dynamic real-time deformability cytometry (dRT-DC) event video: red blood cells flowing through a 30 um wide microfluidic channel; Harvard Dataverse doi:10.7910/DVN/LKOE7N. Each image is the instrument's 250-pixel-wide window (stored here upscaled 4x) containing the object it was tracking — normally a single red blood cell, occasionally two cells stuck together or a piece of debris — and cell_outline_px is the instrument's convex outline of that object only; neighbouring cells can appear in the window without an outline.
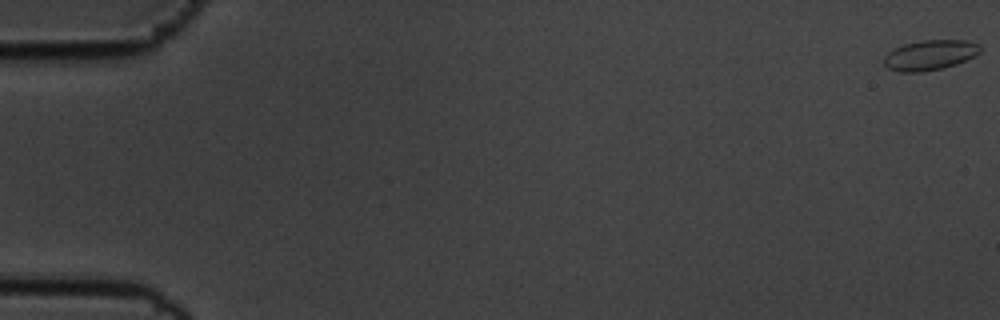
{"species": "common noctule bat (a hibernating species)", "species_latin": "Nyctalus noctula", "temperature_condition": "cold", "stored_images_in_passage": 18, "camera_frame_rate_fps": 3000, "um_per_image_px": 0.085, "animal": {"sex": "male", "body_mass_g": 19.5, "forearm_length_mm": 54.6}, "frame": {"image": 1, "passage_image": 1, "time_ms": 0.0, "image_size_px": [1000, 320], "cell_outline_px": [[980, 52], [976, 56], [956, 64], [944, 68], [920, 72], [900, 72], [888, 68], [884, 64], [884, 56], [888, 52], [904, 44], [924, 40], [964, 40], [980, 44]], "centroid_in_image_um": [79.06, 4.68], "position_along_channel_um": 5.9, "area_um2": 16.88}}
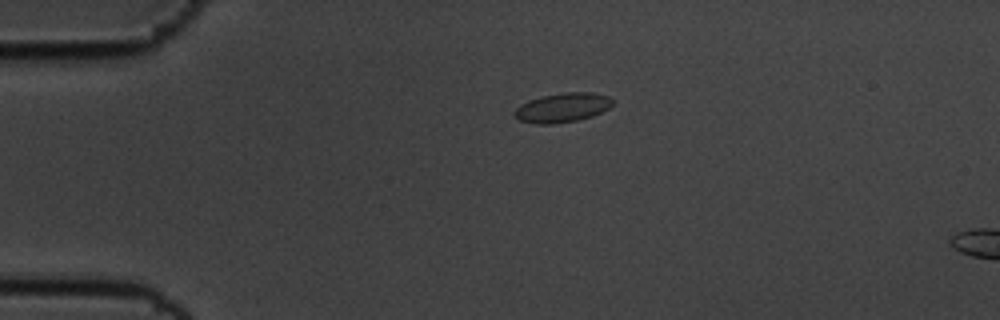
{"frame": {"image": 2, "passage_image": 14, "time_ms": 4.333, "image_size_px": [1000, 320], "cell_outline_px": [[612, 104], [608, 108], [592, 116], [576, 120], [552, 124], [536, 124], [520, 120], [512, 112], [520, 104], [528, 100], [540, 96], [564, 92], [592, 92], [608, 96], [612, 100]], "centroid_in_image_um": [47.77, 9.13], "position_along_channel_um": 37.2, "area_um2": 16.7}}